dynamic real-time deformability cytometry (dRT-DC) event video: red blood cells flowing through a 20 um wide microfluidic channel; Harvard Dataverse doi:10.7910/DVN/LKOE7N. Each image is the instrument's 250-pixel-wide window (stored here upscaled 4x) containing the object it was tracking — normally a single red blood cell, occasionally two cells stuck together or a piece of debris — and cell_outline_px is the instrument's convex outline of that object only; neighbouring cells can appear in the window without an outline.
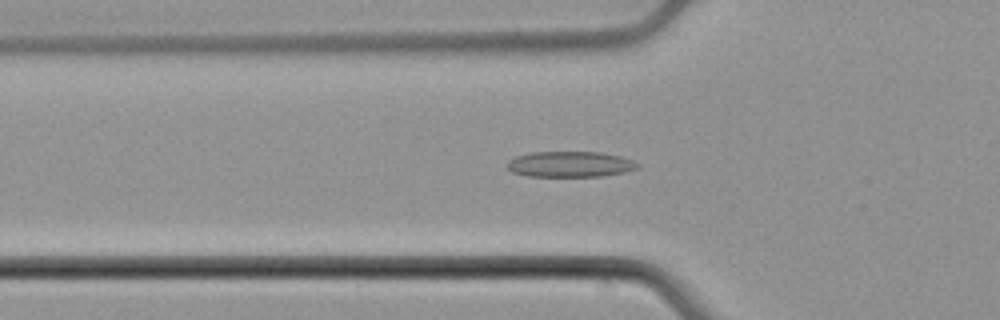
{"species": "common noctule bat (a hibernating species)", "species_latin": "Nyctalus noctula", "temperature_condition": "cold", "stored_images_in_passage": 54, "camera_frame_rate_fps": 3000, "um_per_image_px": 0.085, "animal": {"sex": "male", "body_mass_g": 21.5, "forearm_length_mm": 52.0}, "frame": {"image": 1, "passage_image": 19, "time_ms": 6.0, "image_size_px": [1000, 320], "cell_outline_px": [[640, 168], [624, 172], [604, 176], [528, 176], [512, 172], [508, 168], [508, 160], [516, 156], [532, 152], [600, 152], [620, 156], [632, 160], [640, 164]], "centroid_in_image_um": [48.49, 13.96], "position_along_channel_um": 77.3, "area_um2": 19.54}}
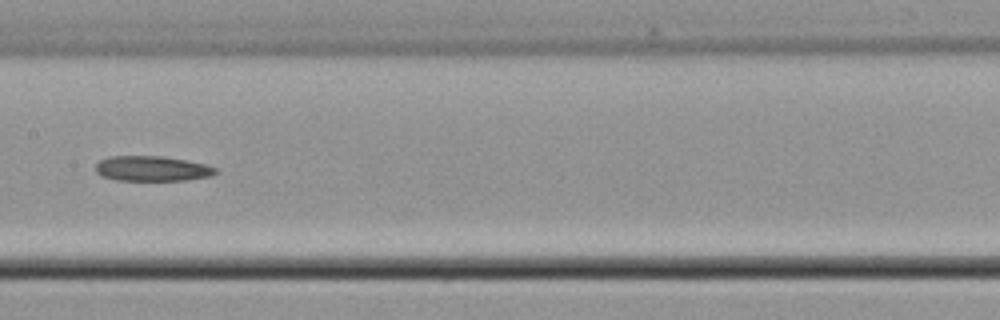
{"frame": {"image": 2, "passage_image": 28, "time_ms": 9.0, "image_size_px": [1000, 320], "cell_outline_px": [[220, 172], [212, 176], [184, 180], [116, 180], [100, 176], [96, 172], [96, 164], [100, 160], [108, 156], [160, 156], [188, 160], [204, 164], [216, 168]], "centroid_in_image_um": [12.93, 14.33], "position_along_channel_um": 194.5, "area_um2": 17.69}}
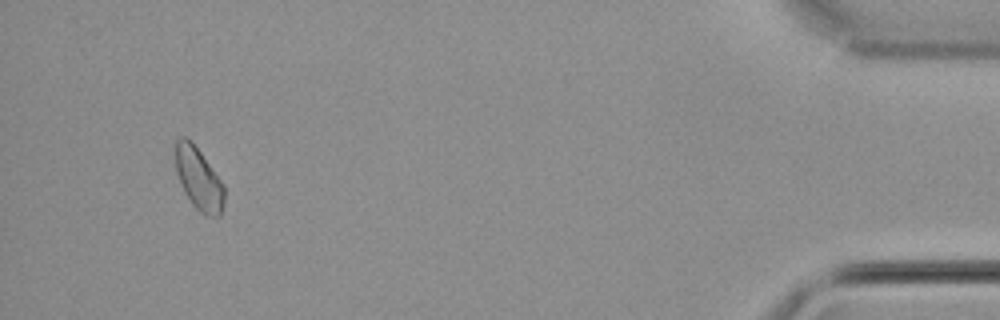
{"frame": {"image": 3, "passage_image": 51, "time_ms": 16.667, "image_size_px": [1000, 320], "cell_outline_px": [[224, 204], [220, 216], [204, 216], [192, 204], [184, 192], [176, 172], [176, 140], [180, 136], [184, 136], [200, 152], [224, 184]], "centroid_in_image_um": [16.9, 15.25], "position_along_channel_um": 418.3, "area_um2": 17.51}}